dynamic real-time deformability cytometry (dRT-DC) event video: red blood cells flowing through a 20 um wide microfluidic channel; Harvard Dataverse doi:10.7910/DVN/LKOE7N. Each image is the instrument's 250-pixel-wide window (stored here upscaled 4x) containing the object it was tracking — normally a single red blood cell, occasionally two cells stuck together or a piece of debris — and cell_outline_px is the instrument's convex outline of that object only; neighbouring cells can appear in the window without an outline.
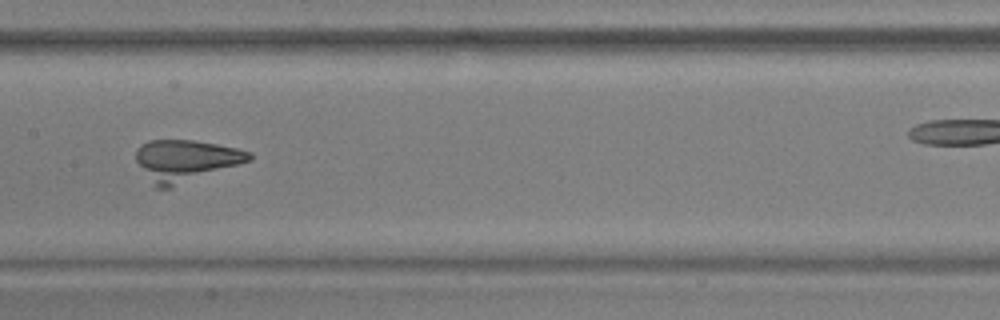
{"species": "common noctule bat (a hibernating species)", "species_latin": "Nyctalus noctula", "temperature_condition": "warm", "stored_images_in_passage": 36, "camera_frame_rate_fps": 3000, "um_per_image_px": 0.085, "animal": {"sex": "male", "body_mass_g": 17.9, "forearm_length_mm": 54.2}, "frame": {"image": 1, "passage_image": 16, "time_ms": 5.0, "image_size_px": [1000, 320], "cell_outline_px": [[252, 160], [172, 188], [152, 188], [136, 160], [136, 148], [148, 140], [192, 140], [216, 144], [236, 148], [252, 152]], "centroid_in_image_um": [15.75, 13.67], "position_along_channel_um": 191.6, "area_um2": 27.8}}